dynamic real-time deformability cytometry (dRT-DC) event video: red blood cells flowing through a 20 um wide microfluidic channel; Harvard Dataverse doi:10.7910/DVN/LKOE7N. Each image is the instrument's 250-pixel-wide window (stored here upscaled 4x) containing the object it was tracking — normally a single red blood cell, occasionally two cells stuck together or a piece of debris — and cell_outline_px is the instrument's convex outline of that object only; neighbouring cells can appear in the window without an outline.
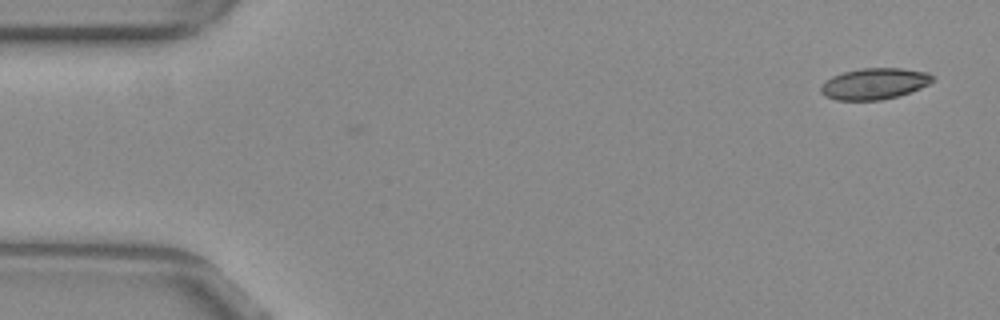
{"species": "common noctule bat (a hibernating species)", "species_latin": "Nyctalus noctula", "temperature_condition": "warm", "stored_images_in_passage": 15, "camera_frame_rate_fps": 3000, "um_per_image_px": 0.085, "animal": {"sex": "female", "body_mass_g": 29.2, "forearm_length_mm": 56.3}, "frame": {"image": 1, "passage_image": 1, "time_ms": 0.0, "image_size_px": [1000, 320], "cell_outline_px": [[932, 80], [928, 84], [920, 88], [896, 96], [880, 100], [836, 100], [824, 96], [820, 92], [820, 84], [824, 80], [832, 76], [844, 72], [864, 68], [900, 68], [928, 72], [932, 76]], "centroid_in_image_um": [74.25, 7.11], "position_along_channel_um": 10.7, "area_um2": 20.23}}
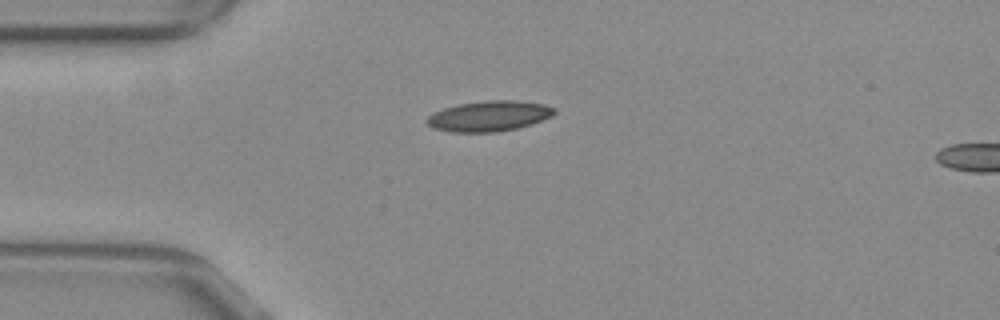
{"frame": {"image": 2, "passage_image": 12, "time_ms": 3.667, "image_size_px": [1000, 320], "cell_outline_px": [[556, 112], [552, 116], [532, 124], [516, 128], [496, 132], [452, 132], [432, 128], [424, 120], [432, 112], [444, 108], [460, 104], [484, 100], [516, 100], [544, 104], [556, 108]], "centroid_in_image_um": [41.56, 9.86], "position_along_channel_um": 43.4, "area_um2": 22.77}}